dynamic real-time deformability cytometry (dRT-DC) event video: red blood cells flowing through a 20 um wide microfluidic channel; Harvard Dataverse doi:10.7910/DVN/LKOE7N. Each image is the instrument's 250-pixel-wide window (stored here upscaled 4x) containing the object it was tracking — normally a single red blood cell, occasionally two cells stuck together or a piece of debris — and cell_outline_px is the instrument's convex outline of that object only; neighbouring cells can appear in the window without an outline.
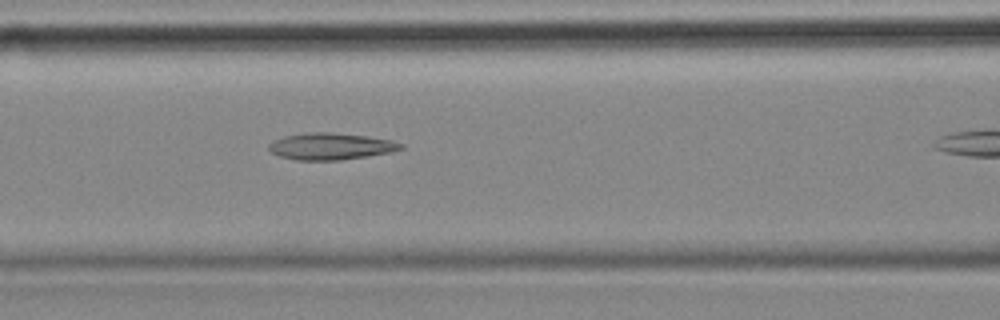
{"species": "common noctule bat (a hibernating species)", "species_latin": "Nyctalus noctula", "temperature_condition": "cold", "stored_images_in_passage": 26, "camera_frame_rate_fps": 3000, "um_per_image_px": 0.085, "animal": {"sex": "female", "body_mass_g": 18.4}, "frame": {"image": 1, "passage_image": 8, "time_ms": 2.333, "image_size_px": [1000, 320], "cell_outline_px": [[404, 148], [392, 152], [368, 156], [340, 160], [296, 160], [280, 156], [272, 152], [268, 148], [268, 144], [272, 140], [284, 136], [308, 132], [332, 132], [368, 136], [392, 140], [404, 144]], "centroid_in_image_um": [28.13, 12.43], "position_along_channel_um": 138.5, "area_um2": 20.75}}
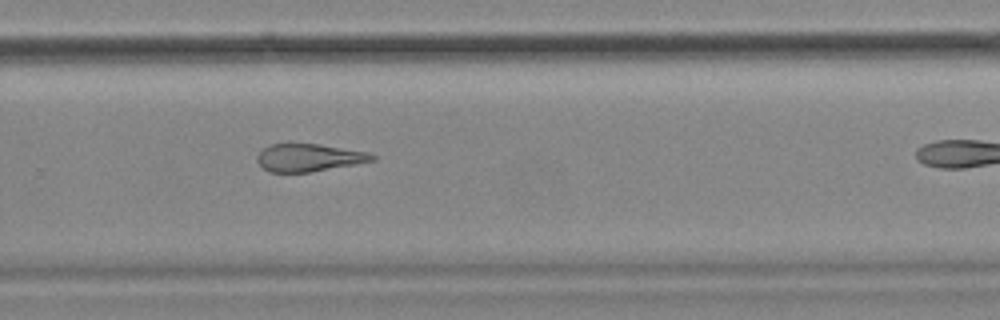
{"frame": {"image": 2, "passage_image": 22, "time_ms": 7.0, "image_size_px": [1000, 320], "cell_outline_px": [[376, 160], [308, 172], [268, 172], [256, 160], [256, 156], [260, 148], [268, 144], [320, 144], [364, 152], [376, 156]], "centroid_in_image_um": [26.16, 13.39], "position_along_channel_um": 303.6, "area_um2": 18.32}}